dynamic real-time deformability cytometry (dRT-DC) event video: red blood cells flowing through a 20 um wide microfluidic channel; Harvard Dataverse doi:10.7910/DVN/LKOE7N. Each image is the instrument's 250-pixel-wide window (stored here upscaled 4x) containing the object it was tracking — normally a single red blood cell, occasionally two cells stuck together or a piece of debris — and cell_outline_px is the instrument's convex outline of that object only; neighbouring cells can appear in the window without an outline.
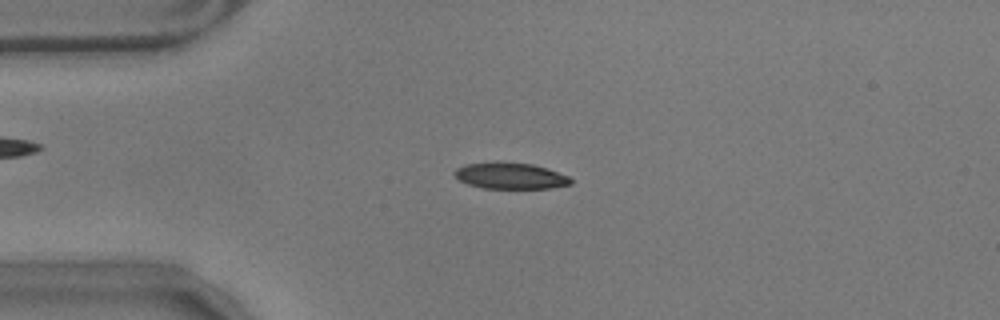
{"species": "common noctule bat (a hibernating species)", "species_latin": "Nyctalus noctula", "temperature_condition": "warm", "stored_images_in_passage": 39, "camera_frame_rate_fps": 3000, "um_per_image_px": 0.085, "animal": {"sex": "male", "body_mass_g": 17.9}, "frame": {"image": 1, "passage_image": 7, "time_ms": 2.0, "image_size_px": [1000, 320], "cell_outline_px": [[572, 184], [548, 188], [484, 188], [468, 184], [460, 180], [452, 172], [456, 168], [468, 164], [532, 164], [568, 176], [572, 180]], "centroid_in_image_um": [43.39, 14.98], "position_along_channel_um": 41.6, "area_um2": 16.88}}
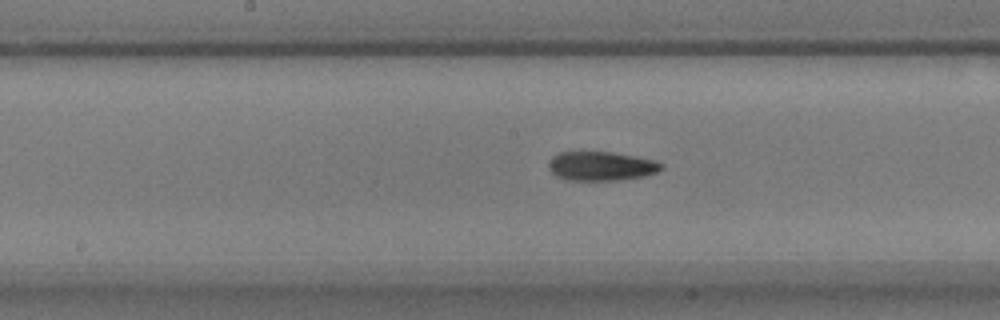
{"frame": {"image": 2, "passage_image": 22, "time_ms": 7.0, "image_size_px": [1000, 320], "cell_outline_px": [[664, 168], [656, 172], [644, 176], [624, 180], [564, 180], [556, 176], [548, 168], [548, 164], [552, 156], [560, 152], [612, 152], [656, 160], [664, 164]], "centroid_in_image_um": [51.11, 14.12], "position_along_channel_um": 197.1, "area_um2": 19.31}}
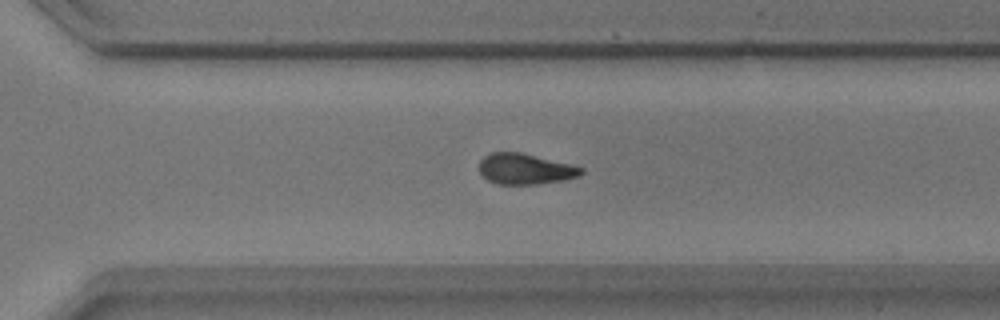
{"frame": {"image": 3, "passage_image": 33, "time_ms": 10.667, "image_size_px": [1000, 320], "cell_outline_px": [[584, 172], [580, 176], [564, 180], [536, 184], [496, 184], [488, 180], [480, 172], [480, 160], [488, 152], [520, 152], [584, 168]], "centroid_in_image_um": [44.63, 14.36], "position_along_channel_um": 326.0, "area_um2": 18.15}, "authors_computed_cell_mechanics": {"area_um2": 18.8428, "velocity_mm_per_s": 3.5308, "shape_relaxation_time_tau1_ms": 4.3889, "shape_relaxation_time_tau2_ms": 4.4136, "deformation_change_tau1": 0.1459, "deformation_change_tau2": 0.1156}}